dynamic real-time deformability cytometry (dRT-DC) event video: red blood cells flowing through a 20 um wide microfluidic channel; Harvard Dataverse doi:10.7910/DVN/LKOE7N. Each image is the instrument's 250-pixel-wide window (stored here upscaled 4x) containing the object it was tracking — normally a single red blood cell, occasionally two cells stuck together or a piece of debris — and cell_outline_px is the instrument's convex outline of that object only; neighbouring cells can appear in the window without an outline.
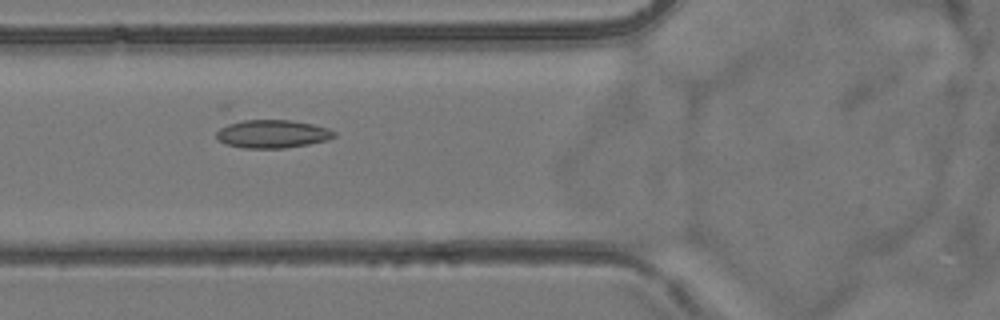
{"species": "common noctule bat (a hibernating species)", "species_latin": "Nyctalus noctula", "temperature_condition": "room temperature", "stored_images_in_passage": 7, "camera_frame_rate_fps": 3000, "um_per_image_px": 0.085, "animal": {"sex": "female", "body_mass_g": 24.6, "forearm_length_mm": 56.2}, "frame": {"image": 1, "passage_image": 6, "time_ms": 5.667, "image_size_px": [1000, 320], "cell_outline_px": [[336, 136], [328, 140], [308, 144], [284, 148], [244, 148], [224, 144], [216, 136], [216, 132], [220, 104], [228, 104], [312, 124], [328, 128], [336, 132]], "centroid_in_image_um": [22.58, 11.02], "position_along_channel_um": 103.2, "area_um2": 25.09}}
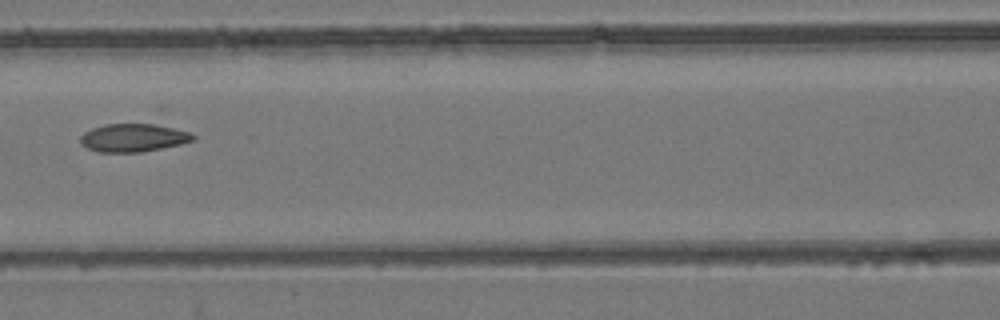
{"frame": {"image": 2, "passage_image": 7, "time_ms": 7.0, "image_size_px": [1000, 320], "cell_outline_px": [[196, 140], [180, 144], [140, 152], [100, 152], [88, 148], [80, 144], [80, 136], [84, 132], [92, 128], [104, 124], [160, 124], [188, 132], [196, 136]], "centroid_in_image_um": [11.32, 11.7], "position_along_channel_um": 155.3, "area_um2": 18.44}}